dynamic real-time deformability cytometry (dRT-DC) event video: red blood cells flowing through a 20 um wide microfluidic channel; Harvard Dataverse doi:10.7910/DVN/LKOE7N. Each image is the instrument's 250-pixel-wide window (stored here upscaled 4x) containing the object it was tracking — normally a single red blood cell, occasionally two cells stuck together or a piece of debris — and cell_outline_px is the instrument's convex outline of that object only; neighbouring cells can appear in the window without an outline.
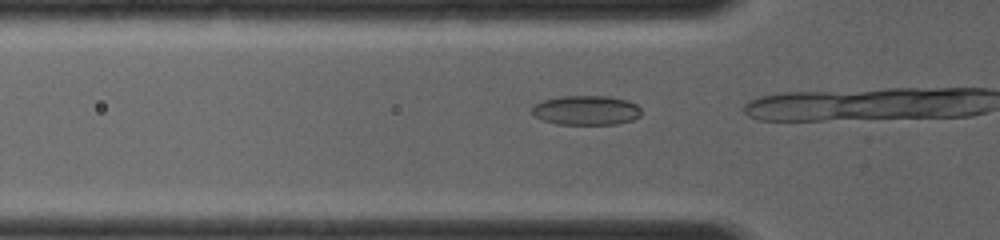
{"species": "common noctule bat (a hibernating species)", "species_latin": "Nyctalus noctula", "temperature_condition": "room temperature", "stored_images_in_passage": 5, "camera_frame_rate_fps": 4000, "um_per_image_px": 0.085, "animal": {"sex": "female", "body_mass_g": 19.0, "forearm_length_mm": 56.7}, "frame": {"image": 1, "passage_image": 2, "time_ms": 0.25, "image_size_px": [1000, 240], "cell_outline_px": [[640, 116], [632, 120], [616, 124], [556, 124], [544, 120], [536, 116], [532, 112], [532, 108], [536, 104], [544, 100], [560, 96], [608, 96], [628, 100], [636, 104], [640, 108]], "centroid_in_image_um": [49.85, 9.37], "position_along_channel_um": 75.9, "area_um2": 18.67}}